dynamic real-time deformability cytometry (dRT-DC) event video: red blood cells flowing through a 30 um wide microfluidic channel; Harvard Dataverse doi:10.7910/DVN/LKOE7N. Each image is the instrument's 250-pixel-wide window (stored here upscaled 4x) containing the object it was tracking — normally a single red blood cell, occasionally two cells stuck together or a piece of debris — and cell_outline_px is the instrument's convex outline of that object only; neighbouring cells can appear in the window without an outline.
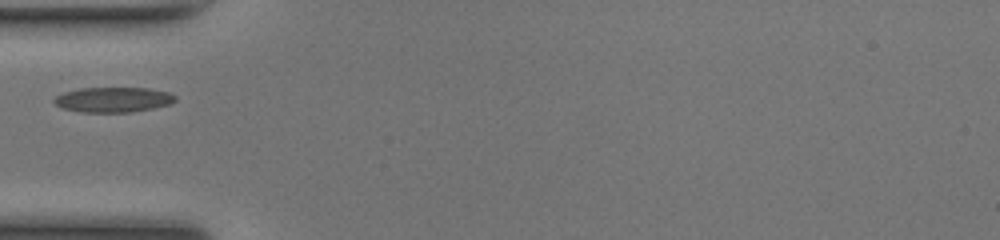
{"species": "common noctule bat (a hibernating species)", "species_latin": "Nyctalus noctula", "temperature_condition": "room temperature", "stored_images_in_passage": 30, "camera_frame_rate_fps": 3000, "um_per_image_px": 0.085, "animal": {"sex": "female", "body_mass_g": 17.0, "forearm_length_mm": 48.0}, "frame": {"image": 1, "passage_image": 1, "time_ms": 0.0, "image_size_px": [1000, 240], "cell_outline_px": [[176, 100], [168, 104], [152, 108], [132, 112], [80, 112], [64, 108], [56, 104], [52, 100], [56, 96], [64, 92], [80, 88], [148, 88], [168, 92], [176, 96]], "centroid_in_image_um": [9.61, 8.47], "position_along_channel_um": 75.4, "area_um2": 17.57}}